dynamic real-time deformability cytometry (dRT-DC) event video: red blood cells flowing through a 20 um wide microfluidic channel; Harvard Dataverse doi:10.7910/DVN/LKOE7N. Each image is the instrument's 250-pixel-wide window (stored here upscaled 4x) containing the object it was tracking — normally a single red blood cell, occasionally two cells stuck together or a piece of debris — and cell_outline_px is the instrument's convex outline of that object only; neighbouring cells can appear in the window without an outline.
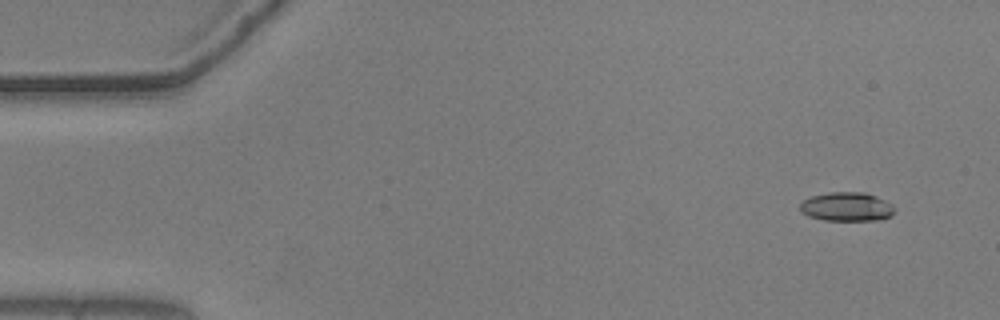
{"species": "common noctule bat (a hibernating species)", "species_latin": "Nyctalus noctula", "temperature_condition": "warm", "stored_images_in_passage": 56, "camera_frame_rate_fps": 3000, "um_per_image_px": 0.085, "animal": {"sex": "male", "body_mass_g": 20.5, "forearm_length_mm": 52.5}, "frame": {"image": 1, "passage_image": 4, "time_ms": 1.0, "image_size_px": [1000, 320], "cell_outline_px": [[896, 208], [892, 216], [880, 220], [824, 220], [808, 216], [800, 212], [800, 204], [804, 200], [812, 196], [828, 192], [864, 192], [876, 196], [892, 204]], "centroid_in_image_um": [71.99, 17.57], "position_along_channel_um": 13.0, "area_um2": 16.07}}
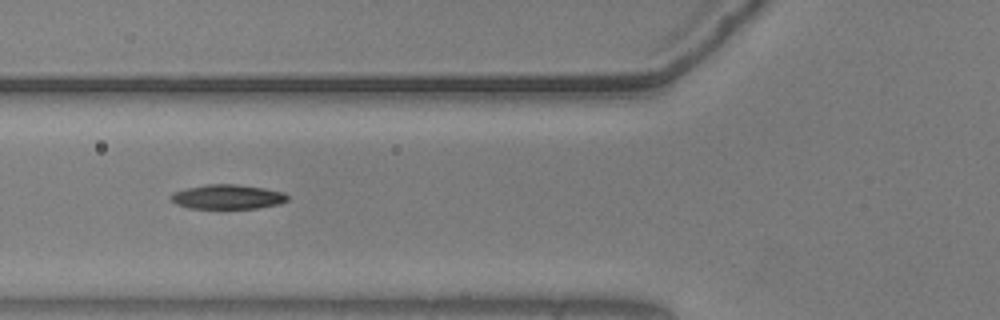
{"frame": {"image": 2, "passage_image": 21, "time_ms": 6.667, "image_size_px": [1000, 320], "cell_outline_px": [[288, 200], [280, 204], [256, 208], [188, 208], [176, 204], [168, 196], [176, 192], [188, 188], [208, 184], [236, 184], [264, 188], [284, 192], [288, 196]], "centroid_in_image_um": [19.37, 16.73], "position_along_channel_um": 106.4, "area_um2": 16.53}}
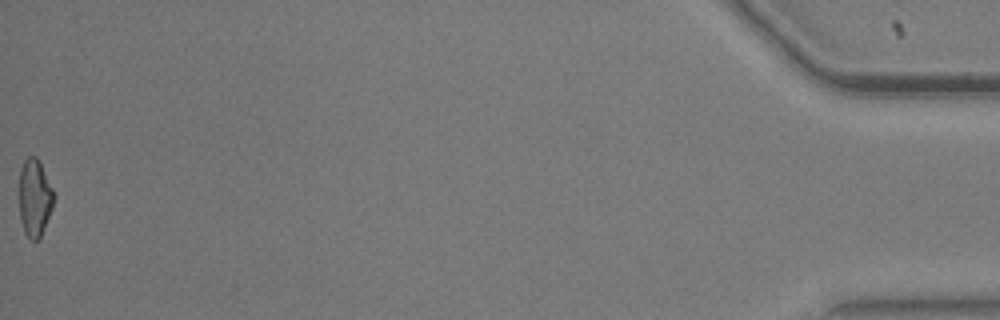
{"frame": {"image": 3, "passage_image": 56, "time_ms": 18.333, "image_size_px": [1000, 320], "cell_outline_px": [[56, 196], [52, 208], [40, 236], [36, 240], [32, 240], [24, 232], [20, 220], [20, 168], [24, 160], [28, 156], [36, 156], [40, 160]], "centroid_in_image_um": [2.96, 16.76], "position_along_channel_um": 432.2, "area_um2": 15.61}, "authors_computed_cell_mechanics": {"area_um2": 16.473, "velocity_mm_per_s": 3.661, "shape_relaxation_time_tau1_ms": 5.852, "shape_relaxation_time_tau2_ms": 1.3462, "deformation_change_tau1": 0.1789, "deformation_change_tau2": 0.0689}}